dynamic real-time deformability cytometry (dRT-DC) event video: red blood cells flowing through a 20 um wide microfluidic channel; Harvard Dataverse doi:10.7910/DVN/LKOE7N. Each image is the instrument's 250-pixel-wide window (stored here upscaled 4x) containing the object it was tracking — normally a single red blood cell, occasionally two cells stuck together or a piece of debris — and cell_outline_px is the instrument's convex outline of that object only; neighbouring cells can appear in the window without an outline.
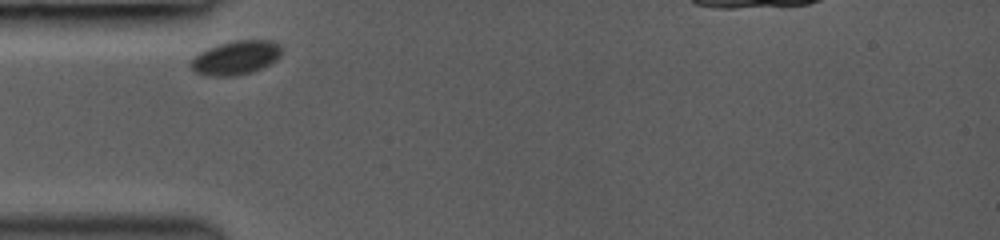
{"species": "common noctule bat (a hibernating species)", "species_latin": "Nyctalus noctula", "temperature_condition": "room temperature", "stored_images_in_passage": 5, "camera_frame_rate_fps": 3000, "um_per_image_px": 0.085, "animal": {"sex": "female", "body_mass_g": 19.0, "forearm_length_mm": 53.3}, "frame": {"image": 1, "passage_image": 1, "time_ms": 0.0, "image_size_px": [1000, 240], "cell_outline_px": [[280, 56], [276, 60], [252, 72], [236, 76], [212, 76], [196, 72], [192, 68], [192, 60], [200, 52], [208, 48], [220, 44], [236, 40], [268, 40], [280, 44]], "centroid_in_image_um": [20.07, 4.9], "position_along_channel_um": 64.9, "area_um2": 17.57}}
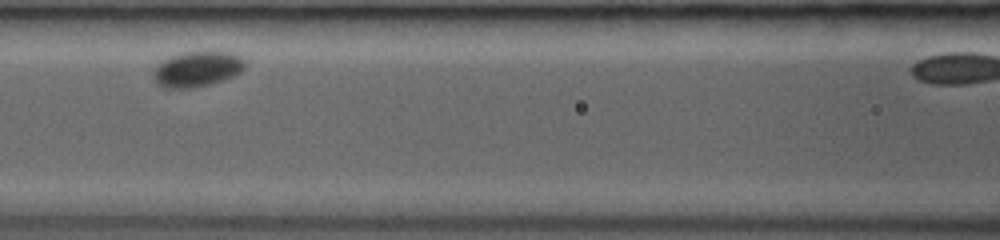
{"frame": {"image": 2, "passage_image": 3, "time_ms": 2.333, "image_size_px": [1000, 240], "cell_outline_px": [[248, 60], [244, 68], [240, 72], [232, 76], [212, 84], [196, 88], [164, 88], [156, 84], [152, 76], [156, 68], [164, 60], [180, 52], [204, 48], [236, 52]], "centroid_in_image_um": [16.84, 5.81], "position_along_channel_um": 149.8, "area_um2": 19.94}}
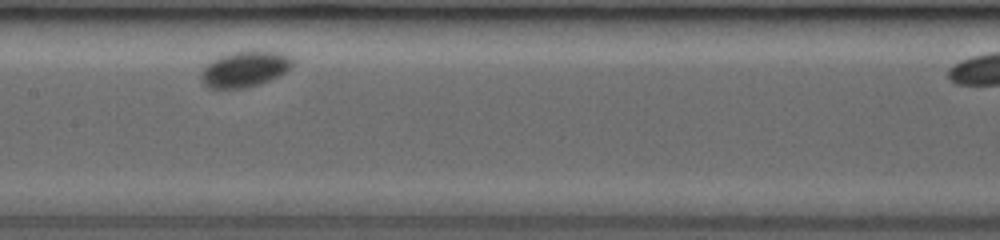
{"frame": {"image": 3, "passage_image": 4, "time_ms": 3.333, "image_size_px": [1000, 240], "cell_outline_px": [[292, 64], [280, 76], [244, 88], [208, 88], [200, 80], [200, 72], [212, 60], [220, 56], [232, 52], [284, 52], [292, 56]], "centroid_in_image_um": [20.78, 5.88], "position_along_channel_um": 186.6, "area_um2": 18.73}}